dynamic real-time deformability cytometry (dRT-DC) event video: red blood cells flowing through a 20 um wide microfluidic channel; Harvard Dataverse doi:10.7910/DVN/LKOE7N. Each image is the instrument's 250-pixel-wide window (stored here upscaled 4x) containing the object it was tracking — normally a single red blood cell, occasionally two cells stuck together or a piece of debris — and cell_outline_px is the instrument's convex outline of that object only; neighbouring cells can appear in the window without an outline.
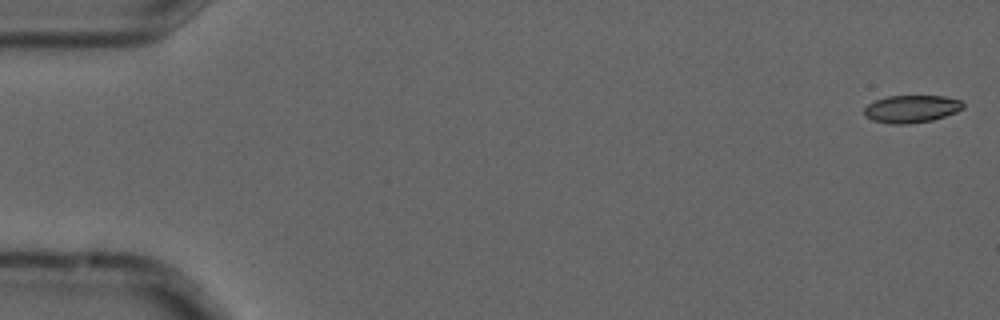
{"species": "common noctule bat (a hibernating species)", "species_latin": "Nyctalus noctula", "temperature_condition": "cold", "stored_images_in_passage": 8, "camera_frame_rate_fps": 3000, "um_per_image_px": 0.085, "animal": {"sex": "male", "forearm_length_mm": 52.5}, "frame": {"image": 1, "passage_image": 1, "time_ms": 0.0, "image_size_px": [1000, 320], "cell_outline_px": [[964, 108], [956, 112], [932, 120], [908, 124], [888, 124], [872, 120], [864, 116], [864, 108], [868, 104], [876, 100], [888, 96], [944, 96], [960, 100], [964, 104]], "centroid_in_image_um": [77.46, 9.26], "position_along_channel_um": 7.5, "area_um2": 15.9}}
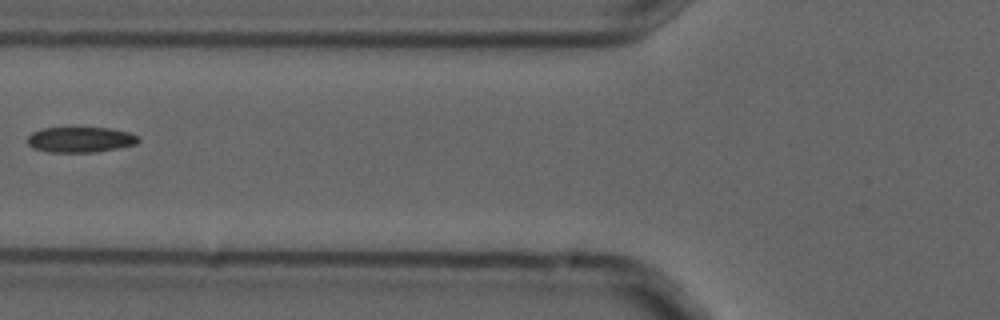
{"frame": {"image": 2, "passage_image": 7, "time_ms": 2.0, "image_size_px": [1000, 320], "cell_outline_px": [[140, 140], [136, 144], [120, 148], [96, 152], [48, 152], [32, 148], [28, 144], [28, 136], [32, 132], [40, 128], [108, 128], [132, 132], [140, 136]], "centroid_in_image_um": [6.87, 11.87], "position_along_channel_um": 118.9, "area_um2": 16.7}}
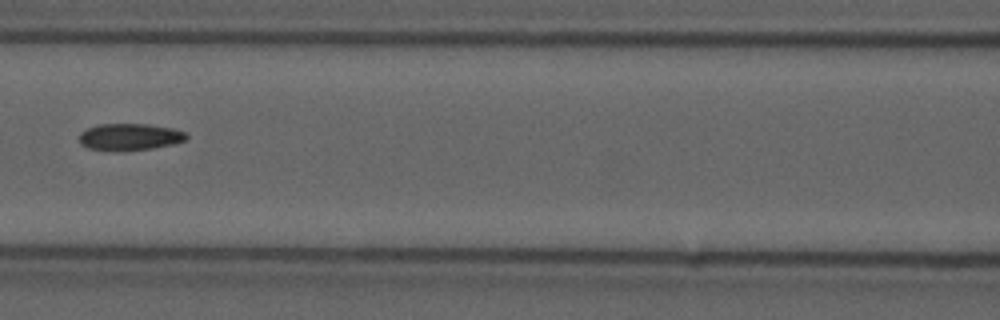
{"frame": {"image": 3, "passage_image": 8, "time_ms": 2.333, "image_size_px": [1000, 320], "cell_outline_px": [[188, 136], [184, 140], [172, 144], [152, 148], [88, 148], [80, 144], [80, 132], [88, 128], [100, 124], [148, 124], [172, 128], [184, 132]], "centroid_in_image_um": [11.04, 11.58], "position_along_channel_um": 155.6, "area_um2": 15.84}}